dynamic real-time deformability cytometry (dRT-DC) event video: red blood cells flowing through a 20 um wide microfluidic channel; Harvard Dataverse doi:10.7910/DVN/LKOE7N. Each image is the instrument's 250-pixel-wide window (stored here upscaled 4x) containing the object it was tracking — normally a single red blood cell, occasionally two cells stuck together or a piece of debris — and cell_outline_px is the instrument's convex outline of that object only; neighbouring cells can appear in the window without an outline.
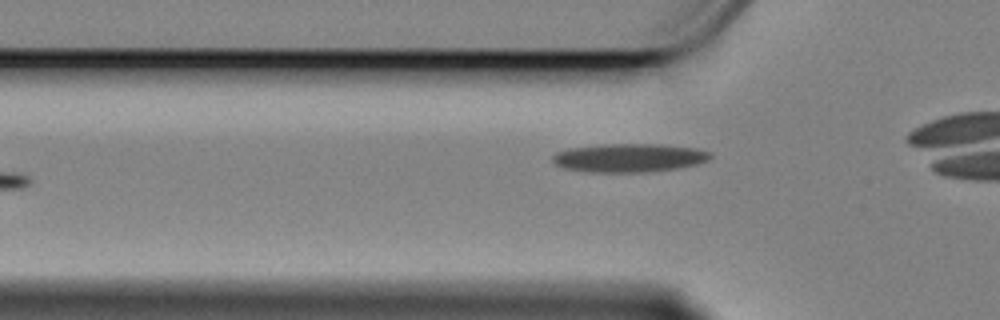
{"species": "Egyptian fruit bat (a non-hibernating species)", "species_latin": "Rousettus aegyptiacus", "temperature_condition": "cold", "stored_images_in_passage": 39, "camera_frame_rate_fps": 3000, "um_per_image_px": 0.085, "animal": {"sex": "female"}, "frame": {"image": 1, "passage_image": 3, "time_ms": 0.667, "image_size_px": [1000, 320], "cell_outline_px": [[712, 156], [708, 160], [700, 164], [676, 168], [644, 172], [592, 172], [564, 168], [556, 164], [552, 160], [552, 156], [556, 152], [568, 148], [604, 144], [664, 144], [696, 148], [712, 152]], "centroid_in_image_um": [53.51, 13.4], "position_along_channel_um": 72.3, "area_um2": 26.36}}
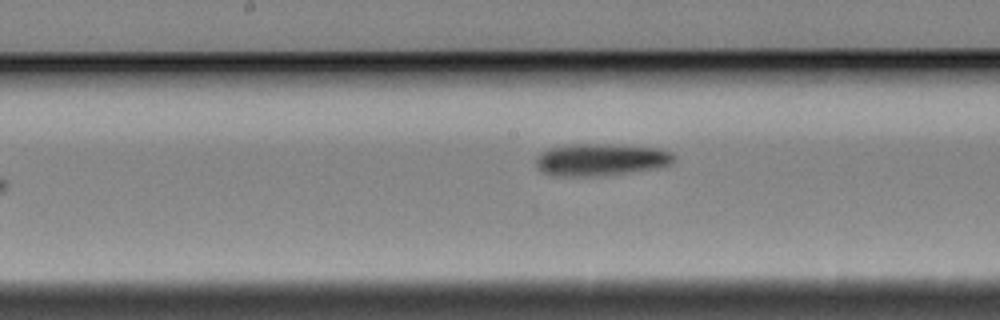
{"frame": {"image": 2, "passage_image": 14, "time_ms": 4.333, "image_size_px": [1000, 320], "cell_outline_px": [[676, 160], [668, 164], [656, 168], [628, 172], [592, 176], [552, 176], [536, 168], [536, 160], [540, 152], [548, 148], [568, 144], [604, 144], [660, 148], [672, 152], [676, 156]], "centroid_in_image_um": [51.04, 13.56], "position_along_channel_um": 197.2, "area_um2": 25.89}}
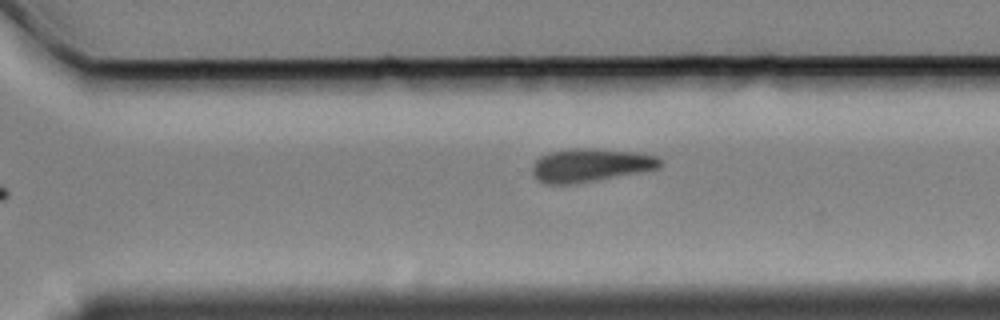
{"frame": {"image": 3, "passage_image": 25, "time_ms": 8.0, "image_size_px": [1000, 320], "cell_outline_px": [[664, 164], [660, 168], [640, 172], [596, 180], [572, 184], [544, 184], [532, 176], [532, 164], [540, 156], [548, 152], [576, 148], [592, 148], [640, 152], [656, 156], [664, 160]], "centroid_in_image_um": [50.2, 14.03], "position_along_channel_um": 320.4, "area_um2": 25.14}, "authors_computed_cell_mechanics": {"area_um2": 24.7962, "velocity_mm_per_s": 3.3785, "shape_relaxation_time_tau1_ms": 8.2385, "shape_relaxation_time_tau2_ms": null, "deformation_change_tau1": 0.1468, "deformation_change_tau2": null}}